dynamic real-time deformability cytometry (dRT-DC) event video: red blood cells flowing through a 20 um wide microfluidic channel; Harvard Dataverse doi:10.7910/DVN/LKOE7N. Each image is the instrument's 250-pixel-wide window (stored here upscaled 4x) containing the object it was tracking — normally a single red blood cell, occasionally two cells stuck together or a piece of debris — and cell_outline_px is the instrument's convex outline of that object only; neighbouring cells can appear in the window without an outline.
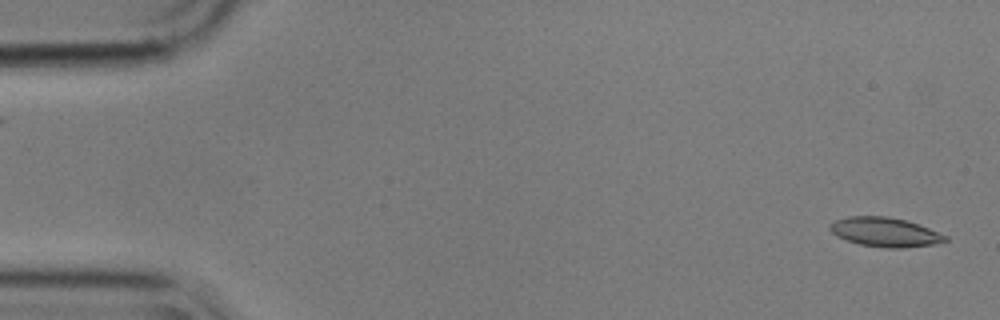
{"species": "common noctule bat (a hibernating species)", "species_latin": "Nyctalus noctula", "temperature_condition": "cold", "stored_images_in_passage": 55, "camera_frame_rate_fps": 3000, "um_per_image_px": 0.085, "animal": {"sex": "male", "body_mass_g": 17.9}, "frame": {"image": 1, "passage_image": 1, "time_ms": 0.0, "image_size_px": [1000, 320], "cell_outline_px": [[948, 240], [932, 244], [900, 248], [888, 248], [860, 244], [848, 240], [832, 232], [828, 228], [828, 224], [836, 220], [848, 216], [888, 216], [904, 220], [928, 228], [948, 236]], "centroid_in_image_um": [75.21, 19.72], "position_along_channel_um": 9.8, "area_um2": 19.31}}
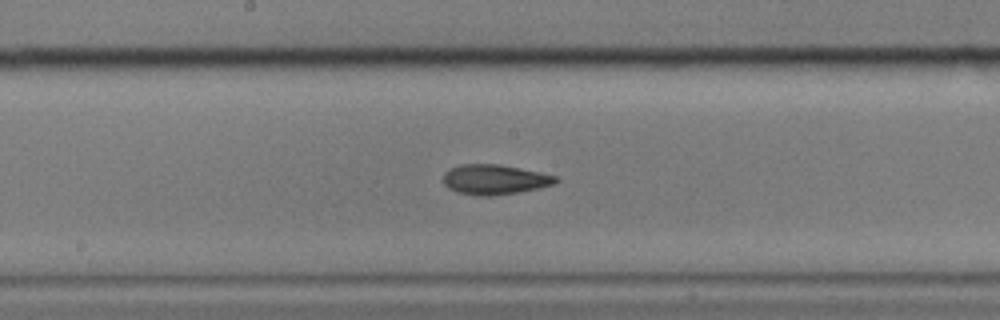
{"frame": {"image": 2, "passage_image": 28, "time_ms": 9.0, "image_size_px": [1000, 320], "cell_outline_px": [[560, 180], [556, 184], [540, 188], [520, 192], [492, 196], [480, 196], [456, 192], [448, 188], [444, 184], [444, 172], [460, 164], [500, 164], [540, 172], [556, 176]], "centroid_in_image_um": [42.07, 15.26], "position_along_channel_um": 206.1, "area_um2": 19.83}}
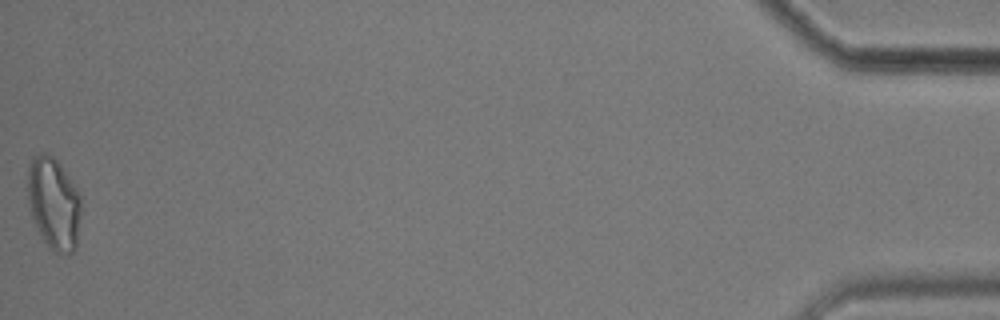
{"frame": {"image": 3, "passage_image": 55, "time_ms": 18.0, "image_size_px": [1000, 320], "cell_outline_px": [[80, 212], [76, 244], [72, 252], [56, 252], [48, 248], [32, 216], [28, 200], [28, 168], [32, 156], [40, 152], [48, 152], [60, 164], [80, 192]], "centroid_in_image_um": [4.56, 17.22], "position_along_channel_um": 430.6, "area_um2": 28.38}, "authors_computed_cell_mechanics": {"area_um2": 19.8832, "velocity_mm_per_s": 3.555, "shape_relaxation_time_tau1_ms": 9.8177, "shape_relaxation_time_tau2_ms": 4.4232, "deformation_change_tau1": 0.2002, "deformation_change_tau2": 0.1208}}